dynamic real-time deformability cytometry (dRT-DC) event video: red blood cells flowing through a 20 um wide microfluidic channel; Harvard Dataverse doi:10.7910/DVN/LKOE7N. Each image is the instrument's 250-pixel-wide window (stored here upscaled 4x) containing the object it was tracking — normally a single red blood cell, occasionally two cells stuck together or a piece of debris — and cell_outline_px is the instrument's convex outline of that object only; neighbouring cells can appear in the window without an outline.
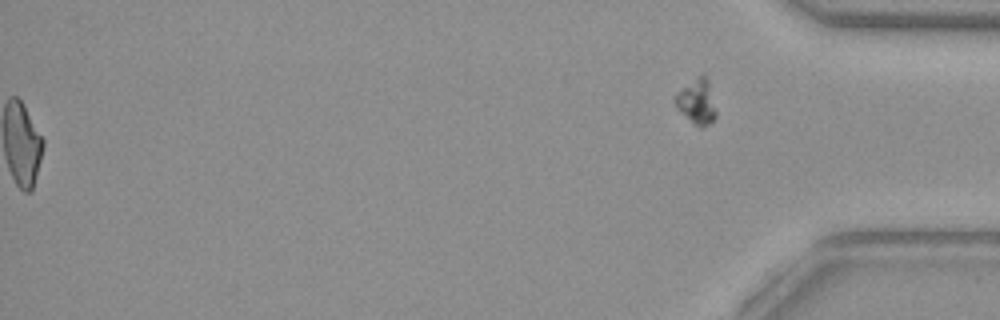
{"species": "common noctule bat (a hibernating species)", "species_latin": "Nyctalus noctula", "temperature_condition": "warm", "stored_images_in_passage": 52, "segment_of_instrument_passage": [2, 2], "camera_frame_rate_fps": 3000, "um_per_image_px": 0.085, "animal": {"sex": "female", "body_mass_g": 29.2, "forearm_length_mm": 56.3}, "frame": {"image": 1, "passage_image": 52, "time_ms": 17.0, "image_size_px": [1000, 320], "cell_outline_px": [[716, 116], [704, 128], [700, 128], [680, 112], [676, 108], [672, 100], [680, 88], [700, 76], [704, 76], [708, 80], [716, 112]], "centroid_in_image_um": [59.19, 8.67], "position_along_channel_um": 376.0, "area_um2": 10.52}}